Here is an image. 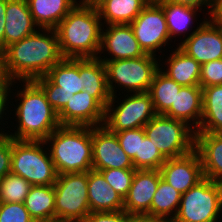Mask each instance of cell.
Returning a JSON list of instances; mask_svg holds the SVG:
<instances>
[{
    "mask_svg": "<svg viewBox=\"0 0 222 222\" xmlns=\"http://www.w3.org/2000/svg\"><path fill=\"white\" fill-rule=\"evenodd\" d=\"M34 82L58 113L61 126H101L111 99L99 58H63Z\"/></svg>",
    "mask_w": 222,
    "mask_h": 222,
    "instance_id": "1",
    "label": "cell"
},
{
    "mask_svg": "<svg viewBox=\"0 0 222 222\" xmlns=\"http://www.w3.org/2000/svg\"><path fill=\"white\" fill-rule=\"evenodd\" d=\"M11 100L10 116H14L10 117V120L13 119L17 123L10 121L8 136L15 140L45 141L61 126L58 113L34 81L11 82Z\"/></svg>",
    "mask_w": 222,
    "mask_h": 222,
    "instance_id": "2",
    "label": "cell"
},
{
    "mask_svg": "<svg viewBox=\"0 0 222 222\" xmlns=\"http://www.w3.org/2000/svg\"><path fill=\"white\" fill-rule=\"evenodd\" d=\"M5 68L11 81H34L45 76L63 57L55 29L35 33L4 49Z\"/></svg>",
    "mask_w": 222,
    "mask_h": 222,
    "instance_id": "3",
    "label": "cell"
},
{
    "mask_svg": "<svg viewBox=\"0 0 222 222\" xmlns=\"http://www.w3.org/2000/svg\"><path fill=\"white\" fill-rule=\"evenodd\" d=\"M103 24L96 7L80 1L55 28L63 58H97Z\"/></svg>",
    "mask_w": 222,
    "mask_h": 222,
    "instance_id": "4",
    "label": "cell"
},
{
    "mask_svg": "<svg viewBox=\"0 0 222 222\" xmlns=\"http://www.w3.org/2000/svg\"><path fill=\"white\" fill-rule=\"evenodd\" d=\"M57 174L88 172L92 167V127L59 126L44 141Z\"/></svg>",
    "mask_w": 222,
    "mask_h": 222,
    "instance_id": "5",
    "label": "cell"
},
{
    "mask_svg": "<svg viewBox=\"0 0 222 222\" xmlns=\"http://www.w3.org/2000/svg\"><path fill=\"white\" fill-rule=\"evenodd\" d=\"M159 60L157 56L146 54L138 58L106 61L104 64L111 96L148 92L159 70Z\"/></svg>",
    "mask_w": 222,
    "mask_h": 222,
    "instance_id": "6",
    "label": "cell"
},
{
    "mask_svg": "<svg viewBox=\"0 0 222 222\" xmlns=\"http://www.w3.org/2000/svg\"><path fill=\"white\" fill-rule=\"evenodd\" d=\"M10 172L21 176L31 185H54L58 175L44 141L14 138Z\"/></svg>",
    "mask_w": 222,
    "mask_h": 222,
    "instance_id": "7",
    "label": "cell"
},
{
    "mask_svg": "<svg viewBox=\"0 0 222 222\" xmlns=\"http://www.w3.org/2000/svg\"><path fill=\"white\" fill-rule=\"evenodd\" d=\"M222 183L203 178L182 194L176 222H221Z\"/></svg>",
    "mask_w": 222,
    "mask_h": 222,
    "instance_id": "8",
    "label": "cell"
},
{
    "mask_svg": "<svg viewBox=\"0 0 222 222\" xmlns=\"http://www.w3.org/2000/svg\"><path fill=\"white\" fill-rule=\"evenodd\" d=\"M156 115L148 92L118 94L111 96L105 108L103 125L116 133L144 127Z\"/></svg>",
    "mask_w": 222,
    "mask_h": 222,
    "instance_id": "9",
    "label": "cell"
},
{
    "mask_svg": "<svg viewBox=\"0 0 222 222\" xmlns=\"http://www.w3.org/2000/svg\"><path fill=\"white\" fill-rule=\"evenodd\" d=\"M55 222H84L91 213L88 172L58 174L54 183Z\"/></svg>",
    "mask_w": 222,
    "mask_h": 222,
    "instance_id": "10",
    "label": "cell"
},
{
    "mask_svg": "<svg viewBox=\"0 0 222 222\" xmlns=\"http://www.w3.org/2000/svg\"><path fill=\"white\" fill-rule=\"evenodd\" d=\"M143 128L165 159L181 157L195 149V130L184 121L157 114Z\"/></svg>",
    "mask_w": 222,
    "mask_h": 222,
    "instance_id": "11",
    "label": "cell"
},
{
    "mask_svg": "<svg viewBox=\"0 0 222 222\" xmlns=\"http://www.w3.org/2000/svg\"><path fill=\"white\" fill-rule=\"evenodd\" d=\"M130 26L136 40L146 54L159 58L165 54L166 46L169 52V48L172 49L175 46L174 44L171 45L174 42L170 40L164 11L158 3H148L130 23Z\"/></svg>",
    "mask_w": 222,
    "mask_h": 222,
    "instance_id": "12",
    "label": "cell"
},
{
    "mask_svg": "<svg viewBox=\"0 0 222 222\" xmlns=\"http://www.w3.org/2000/svg\"><path fill=\"white\" fill-rule=\"evenodd\" d=\"M144 55L146 53L136 40L130 24L103 25L101 44L97 56L103 63L106 61L138 58Z\"/></svg>",
    "mask_w": 222,
    "mask_h": 222,
    "instance_id": "13",
    "label": "cell"
},
{
    "mask_svg": "<svg viewBox=\"0 0 222 222\" xmlns=\"http://www.w3.org/2000/svg\"><path fill=\"white\" fill-rule=\"evenodd\" d=\"M92 167L93 170L134 168L116 134L104 125L92 127Z\"/></svg>",
    "mask_w": 222,
    "mask_h": 222,
    "instance_id": "14",
    "label": "cell"
},
{
    "mask_svg": "<svg viewBox=\"0 0 222 222\" xmlns=\"http://www.w3.org/2000/svg\"><path fill=\"white\" fill-rule=\"evenodd\" d=\"M178 47L200 65L222 59V32L208 18L189 38Z\"/></svg>",
    "mask_w": 222,
    "mask_h": 222,
    "instance_id": "15",
    "label": "cell"
},
{
    "mask_svg": "<svg viewBox=\"0 0 222 222\" xmlns=\"http://www.w3.org/2000/svg\"><path fill=\"white\" fill-rule=\"evenodd\" d=\"M160 173L162 179L182 194L204 178L201 159L195 149L187 155L166 159Z\"/></svg>",
    "mask_w": 222,
    "mask_h": 222,
    "instance_id": "16",
    "label": "cell"
},
{
    "mask_svg": "<svg viewBox=\"0 0 222 222\" xmlns=\"http://www.w3.org/2000/svg\"><path fill=\"white\" fill-rule=\"evenodd\" d=\"M161 178L160 170H135L123 210L132 216L149 214Z\"/></svg>",
    "mask_w": 222,
    "mask_h": 222,
    "instance_id": "17",
    "label": "cell"
},
{
    "mask_svg": "<svg viewBox=\"0 0 222 222\" xmlns=\"http://www.w3.org/2000/svg\"><path fill=\"white\" fill-rule=\"evenodd\" d=\"M158 4L163 8L170 40L173 42V39L175 38L174 44L176 46L181 44L183 40L189 38L190 35L194 33L208 19V17L205 16V18L202 17L203 20L202 18L198 20V18H200L199 12L202 13V10L198 8L179 5L171 2H160ZM195 20L200 22L198 23ZM195 22L197 23L196 27L193 26ZM181 36H183L184 39ZM177 38L180 40L178 41ZM175 41L180 43H176Z\"/></svg>",
    "mask_w": 222,
    "mask_h": 222,
    "instance_id": "18",
    "label": "cell"
},
{
    "mask_svg": "<svg viewBox=\"0 0 222 222\" xmlns=\"http://www.w3.org/2000/svg\"><path fill=\"white\" fill-rule=\"evenodd\" d=\"M38 29L26 0H6L4 49Z\"/></svg>",
    "mask_w": 222,
    "mask_h": 222,
    "instance_id": "19",
    "label": "cell"
},
{
    "mask_svg": "<svg viewBox=\"0 0 222 222\" xmlns=\"http://www.w3.org/2000/svg\"><path fill=\"white\" fill-rule=\"evenodd\" d=\"M170 51L169 56L164 54L165 59L164 56L159 57V62H161L159 69L177 84L182 86H200L201 65L178 46Z\"/></svg>",
    "mask_w": 222,
    "mask_h": 222,
    "instance_id": "20",
    "label": "cell"
},
{
    "mask_svg": "<svg viewBox=\"0 0 222 222\" xmlns=\"http://www.w3.org/2000/svg\"><path fill=\"white\" fill-rule=\"evenodd\" d=\"M203 112V90L200 86H182L175 103L163 114L186 122L195 131L199 128Z\"/></svg>",
    "mask_w": 222,
    "mask_h": 222,
    "instance_id": "21",
    "label": "cell"
},
{
    "mask_svg": "<svg viewBox=\"0 0 222 222\" xmlns=\"http://www.w3.org/2000/svg\"><path fill=\"white\" fill-rule=\"evenodd\" d=\"M195 150L201 159L203 176L222 183V133L195 132Z\"/></svg>",
    "mask_w": 222,
    "mask_h": 222,
    "instance_id": "22",
    "label": "cell"
},
{
    "mask_svg": "<svg viewBox=\"0 0 222 222\" xmlns=\"http://www.w3.org/2000/svg\"><path fill=\"white\" fill-rule=\"evenodd\" d=\"M88 201L91 212H118L124 209V199L104 176L96 170L88 171Z\"/></svg>",
    "mask_w": 222,
    "mask_h": 222,
    "instance_id": "23",
    "label": "cell"
},
{
    "mask_svg": "<svg viewBox=\"0 0 222 222\" xmlns=\"http://www.w3.org/2000/svg\"><path fill=\"white\" fill-rule=\"evenodd\" d=\"M35 24L42 29H55L82 0H26Z\"/></svg>",
    "mask_w": 222,
    "mask_h": 222,
    "instance_id": "24",
    "label": "cell"
},
{
    "mask_svg": "<svg viewBox=\"0 0 222 222\" xmlns=\"http://www.w3.org/2000/svg\"><path fill=\"white\" fill-rule=\"evenodd\" d=\"M147 4V0H102L96 8L103 25L130 24Z\"/></svg>",
    "mask_w": 222,
    "mask_h": 222,
    "instance_id": "25",
    "label": "cell"
},
{
    "mask_svg": "<svg viewBox=\"0 0 222 222\" xmlns=\"http://www.w3.org/2000/svg\"><path fill=\"white\" fill-rule=\"evenodd\" d=\"M23 203L35 222H55L53 185H32Z\"/></svg>",
    "mask_w": 222,
    "mask_h": 222,
    "instance_id": "26",
    "label": "cell"
},
{
    "mask_svg": "<svg viewBox=\"0 0 222 222\" xmlns=\"http://www.w3.org/2000/svg\"><path fill=\"white\" fill-rule=\"evenodd\" d=\"M203 112L195 132L222 133V84L202 88Z\"/></svg>",
    "mask_w": 222,
    "mask_h": 222,
    "instance_id": "27",
    "label": "cell"
},
{
    "mask_svg": "<svg viewBox=\"0 0 222 222\" xmlns=\"http://www.w3.org/2000/svg\"><path fill=\"white\" fill-rule=\"evenodd\" d=\"M182 85L166 76L160 69L155 73L148 93L156 114H164L175 103Z\"/></svg>",
    "mask_w": 222,
    "mask_h": 222,
    "instance_id": "28",
    "label": "cell"
},
{
    "mask_svg": "<svg viewBox=\"0 0 222 222\" xmlns=\"http://www.w3.org/2000/svg\"><path fill=\"white\" fill-rule=\"evenodd\" d=\"M181 197L182 193L161 178L151 203L149 215L175 218Z\"/></svg>",
    "mask_w": 222,
    "mask_h": 222,
    "instance_id": "29",
    "label": "cell"
},
{
    "mask_svg": "<svg viewBox=\"0 0 222 222\" xmlns=\"http://www.w3.org/2000/svg\"><path fill=\"white\" fill-rule=\"evenodd\" d=\"M32 185L12 172L0 180V202L23 203Z\"/></svg>",
    "mask_w": 222,
    "mask_h": 222,
    "instance_id": "30",
    "label": "cell"
},
{
    "mask_svg": "<svg viewBox=\"0 0 222 222\" xmlns=\"http://www.w3.org/2000/svg\"><path fill=\"white\" fill-rule=\"evenodd\" d=\"M165 161L166 159L147 135L140 139L139 155H135L132 159L136 170H160Z\"/></svg>",
    "mask_w": 222,
    "mask_h": 222,
    "instance_id": "31",
    "label": "cell"
},
{
    "mask_svg": "<svg viewBox=\"0 0 222 222\" xmlns=\"http://www.w3.org/2000/svg\"><path fill=\"white\" fill-rule=\"evenodd\" d=\"M135 168L126 169H106L99 171L111 186L124 199L131 187L132 179L135 173Z\"/></svg>",
    "mask_w": 222,
    "mask_h": 222,
    "instance_id": "32",
    "label": "cell"
},
{
    "mask_svg": "<svg viewBox=\"0 0 222 222\" xmlns=\"http://www.w3.org/2000/svg\"><path fill=\"white\" fill-rule=\"evenodd\" d=\"M120 146L126 154L133 159L135 155H139L140 139L146 135L143 127L130 130H122L115 133Z\"/></svg>",
    "mask_w": 222,
    "mask_h": 222,
    "instance_id": "33",
    "label": "cell"
},
{
    "mask_svg": "<svg viewBox=\"0 0 222 222\" xmlns=\"http://www.w3.org/2000/svg\"><path fill=\"white\" fill-rule=\"evenodd\" d=\"M0 222H35L24 203H0Z\"/></svg>",
    "mask_w": 222,
    "mask_h": 222,
    "instance_id": "34",
    "label": "cell"
},
{
    "mask_svg": "<svg viewBox=\"0 0 222 222\" xmlns=\"http://www.w3.org/2000/svg\"><path fill=\"white\" fill-rule=\"evenodd\" d=\"M222 84V59L201 65L200 87Z\"/></svg>",
    "mask_w": 222,
    "mask_h": 222,
    "instance_id": "35",
    "label": "cell"
},
{
    "mask_svg": "<svg viewBox=\"0 0 222 222\" xmlns=\"http://www.w3.org/2000/svg\"><path fill=\"white\" fill-rule=\"evenodd\" d=\"M10 99H11V87H0V138L6 137L9 134V130H5V129L6 128L9 129L8 127L10 123V116H9L10 105L9 104H11ZM6 120H8L9 122Z\"/></svg>",
    "mask_w": 222,
    "mask_h": 222,
    "instance_id": "36",
    "label": "cell"
},
{
    "mask_svg": "<svg viewBox=\"0 0 222 222\" xmlns=\"http://www.w3.org/2000/svg\"><path fill=\"white\" fill-rule=\"evenodd\" d=\"M84 222H134V216L126 211L118 212H91Z\"/></svg>",
    "mask_w": 222,
    "mask_h": 222,
    "instance_id": "37",
    "label": "cell"
},
{
    "mask_svg": "<svg viewBox=\"0 0 222 222\" xmlns=\"http://www.w3.org/2000/svg\"><path fill=\"white\" fill-rule=\"evenodd\" d=\"M12 137L0 138V180L11 170Z\"/></svg>",
    "mask_w": 222,
    "mask_h": 222,
    "instance_id": "38",
    "label": "cell"
},
{
    "mask_svg": "<svg viewBox=\"0 0 222 222\" xmlns=\"http://www.w3.org/2000/svg\"><path fill=\"white\" fill-rule=\"evenodd\" d=\"M163 2H171L179 5L190 6L198 8L203 12L207 10L208 13L204 12L203 14L209 18L216 8L217 0H165Z\"/></svg>",
    "mask_w": 222,
    "mask_h": 222,
    "instance_id": "39",
    "label": "cell"
},
{
    "mask_svg": "<svg viewBox=\"0 0 222 222\" xmlns=\"http://www.w3.org/2000/svg\"><path fill=\"white\" fill-rule=\"evenodd\" d=\"M11 82L5 68V52L0 48V87H11Z\"/></svg>",
    "mask_w": 222,
    "mask_h": 222,
    "instance_id": "40",
    "label": "cell"
},
{
    "mask_svg": "<svg viewBox=\"0 0 222 222\" xmlns=\"http://www.w3.org/2000/svg\"><path fill=\"white\" fill-rule=\"evenodd\" d=\"M134 222H176L175 218L149 214L134 216Z\"/></svg>",
    "mask_w": 222,
    "mask_h": 222,
    "instance_id": "41",
    "label": "cell"
},
{
    "mask_svg": "<svg viewBox=\"0 0 222 222\" xmlns=\"http://www.w3.org/2000/svg\"><path fill=\"white\" fill-rule=\"evenodd\" d=\"M6 0H0V48L4 50Z\"/></svg>",
    "mask_w": 222,
    "mask_h": 222,
    "instance_id": "42",
    "label": "cell"
},
{
    "mask_svg": "<svg viewBox=\"0 0 222 222\" xmlns=\"http://www.w3.org/2000/svg\"><path fill=\"white\" fill-rule=\"evenodd\" d=\"M222 32V15L215 9L209 17Z\"/></svg>",
    "mask_w": 222,
    "mask_h": 222,
    "instance_id": "43",
    "label": "cell"
},
{
    "mask_svg": "<svg viewBox=\"0 0 222 222\" xmlns=\"http://www.w3.org/2000/svg\"><path fill=\"white\" fill-rule=\"evenodd\" d=\"M87 4L96 7L102 0H84Z\"/></svg>",
    "mask_w": 222,
    "mask_h": 222,
    "instance_id": "44",
    "label": "cell"
},
{
    "mask_svg": "<svg viewBox=\"0 0 222 222\" xmlns=\"http://www.w3.org/2000/svg\"><path fill=\"white\" fill-rule=\"evenodd\" d=\"M215 9L222 15V0H217Z\"/></svg>",
    "mask_w": 222,
    "mask_h": 222,
    "instance_id": "45",
    "label": "cell"
},
{
    "mask_svg": "<svg viewBox=\"0 0 222 222\" xmlns=\"http://www.w3.org/2000/svg\"><path fill=\"white\" fill-rule=\"evenodd\" d=\"M163 1H165V0H147L148 3H160Z\"/></svg>",
    "mask_w": 222,
    "mask_h": 222,
    "instance_id": "46",
    "label": "cell"
}]
</instances>
